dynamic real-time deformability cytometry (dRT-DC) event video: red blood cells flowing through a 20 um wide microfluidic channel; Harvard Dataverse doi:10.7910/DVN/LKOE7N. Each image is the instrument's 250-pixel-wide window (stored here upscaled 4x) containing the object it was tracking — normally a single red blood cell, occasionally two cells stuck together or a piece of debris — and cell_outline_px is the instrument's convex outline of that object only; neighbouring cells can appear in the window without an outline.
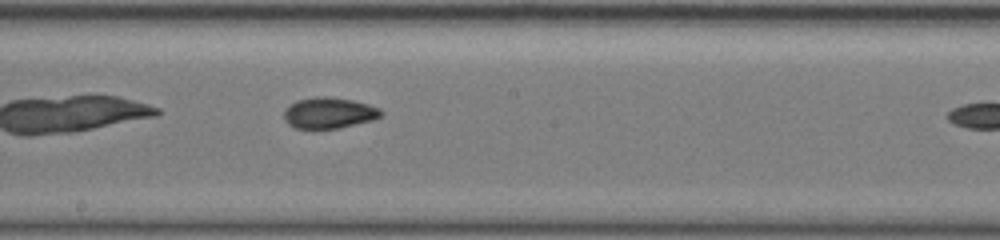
{"species": "common noctule bat (a hibernating species)", "species_latin": "Nyctalus noctula", "temperature_condition": "warm", "stored_images_in_passage": 36, "camera_frame_rate_fps": 3000, "um_per_image_px": 0.085, "animal": {"sex": "female", "body_mass_g": 19.5, "forearm_length_mm": 54.1}, "frame": {"image": 1, "passage_image": 16, "time_ms": 5.0, "image_size_px": [1000, 240], "cell_outline_px": [[384, 112], [380, 116], [372, 120], [340, 128], [296, 128], [288, 124], [284, 120], [284, 112], [296, 100], [316, 96], [328, 96], [352, 100], [368, 104], [380, 108]], "centroid_in_image_um": [27.98, 9.59], "position_along_channel_um": 220.2, "area_um2": 17.46}}